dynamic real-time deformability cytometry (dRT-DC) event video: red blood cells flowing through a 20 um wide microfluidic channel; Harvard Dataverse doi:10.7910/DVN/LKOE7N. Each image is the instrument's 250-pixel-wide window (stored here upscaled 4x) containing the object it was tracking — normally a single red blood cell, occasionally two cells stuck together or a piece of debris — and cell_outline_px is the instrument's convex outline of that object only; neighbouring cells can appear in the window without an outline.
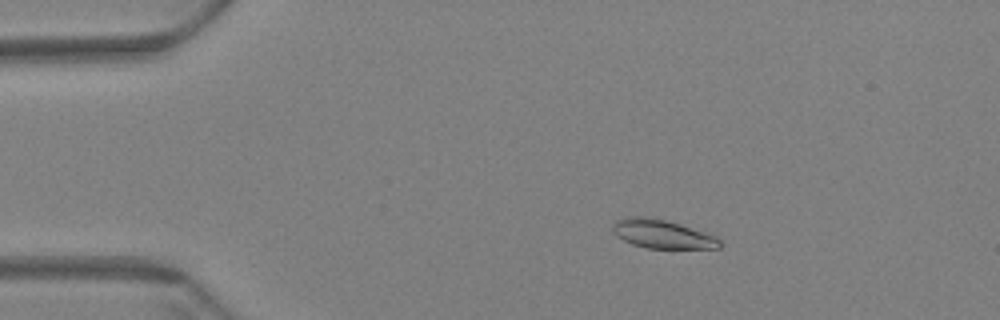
{"species": "Egyptian fruit bat (a non-hibernating species)", "species_latin": "Rousettus aegyptiacus", "temperature_condition": "warm", "stored_images_in_passage": 61, "camera_frame_rate_fps": 3000, "um_per_image_px": 0.085, "animal": {"sex": "female"}, "frame": {"image": 1, "passage_image": 12, "time_ms": 3.667, "image_size_px": [1000, 320], "cell_outline_px": [[720, 248], [648, 248], [632, 244], [616, 236], [612, 232], [612, 224], [616, 220], [624, 216], [644, 216], [664, 220], [680, 224], [716, 236], [720, 240]], "centroid_in_image_um": [56.23, 19.88], "position_along_channel_um": 28.8, "area_um2": 17.86}}
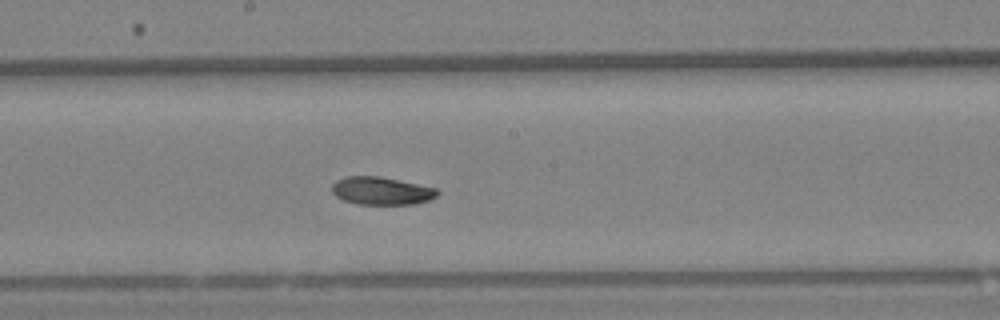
{"frame": {"image": 2, "passage_image": 34, "time_ms": 11.0, "image_size_px": [1000, 320], "cell_outline_px": [[440, 192], [436, 196], [428, 200], [416, 204], [356, 204], [344, 200], [336, 196], [332, 192], [332, 184], [336, 180], [344, 176], [380, 176], [436, 188]], "centroid_in_image_um": [32.4, 16.22], "position_along_channel_um": 215.8, "area_um2": 17.11}}
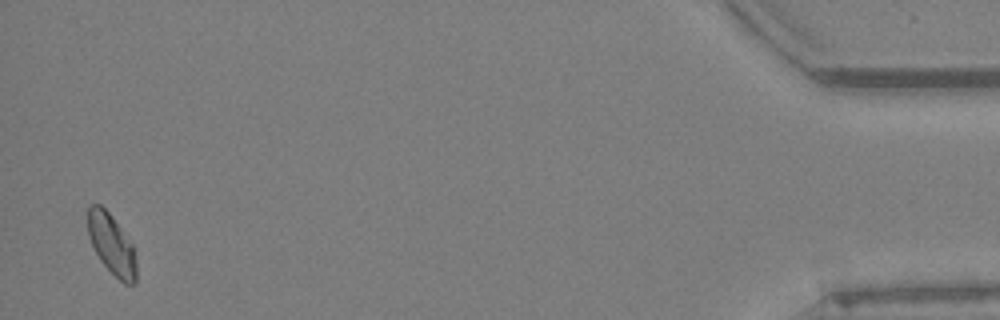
{"frame": {"image": 3, "passage_image": 60, "time_ms": 19.667, "image_size_px": [1000, 320], "cell_outline_px": [[136, 284], [124, 284], [100, 260], [88, 236], [88, 208], [92, 204], [100, 204], [112, 216], [132, 244], [136, 264]], "centroid_in_image_um": [9.49, 20.77], "position_along_channel_um": 425.7, "area_um2": 16.76}, "authors_computed_cell_mechanics": {"area_um2": 17.8602, "velocity_mm_per_s": 3.4262, "shape_relaxation_time_tau1_ms": 5.5777, "shape_relaxation_time_tau2_ms": null, "deformation_change_tau1": 0.1386, "deformation_change_tau2": null}}